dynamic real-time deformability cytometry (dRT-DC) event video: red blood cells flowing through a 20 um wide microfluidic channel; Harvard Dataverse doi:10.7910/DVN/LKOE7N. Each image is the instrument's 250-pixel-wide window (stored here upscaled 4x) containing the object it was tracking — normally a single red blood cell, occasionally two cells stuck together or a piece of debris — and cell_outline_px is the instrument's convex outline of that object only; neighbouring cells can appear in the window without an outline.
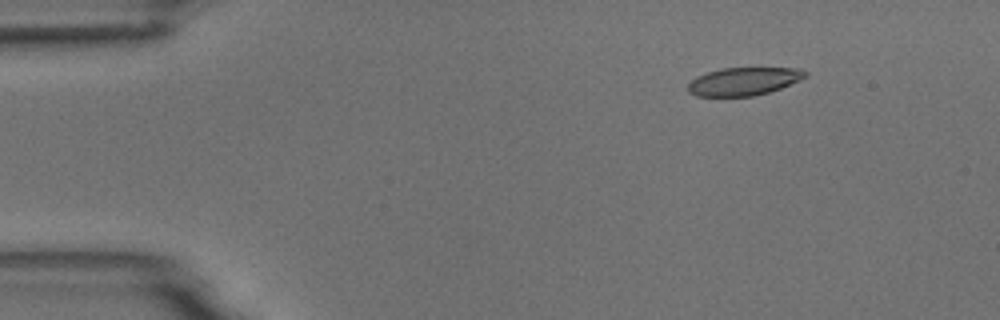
{"species": "common noctule bat (a hibernating species)", "species_latin": "Nyctalus noctula", "temperature_condition": "room temperature", "stored_images_in_passage": 6, "camera_frame_rate_fps": 3000, "um_per_image_px": 0.085, "animal": {"sex": "male", "body_mass_g": 18.8}, "frame": {"image": 1, "passage_image": 2, "time_ms": 1.0, "image_size_px": [1000, 320], "cell_outline_px": [[808, 76], [800, 80], [780, 88], [768, 92], [752, 96], [696, 96], [688, 92], [688, 84], [696, 76], [720, 68], [800, 68], [808, 72]], "centroid_in_image_um": [63.22, 6.91], "position_along_channel_um": 21.8, "area_um2": 19.13}}
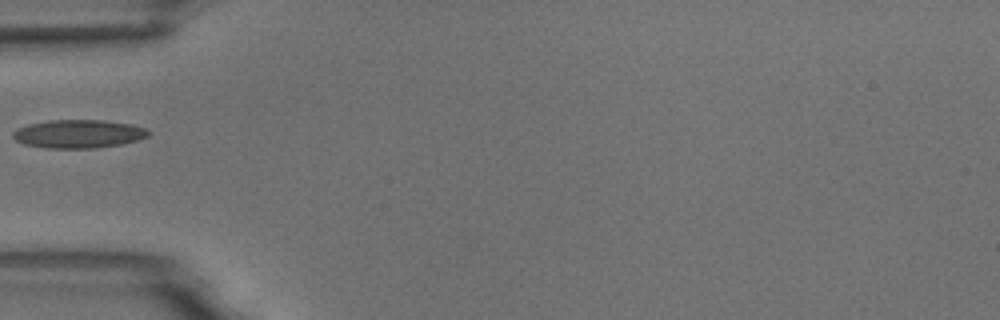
{"frame": {"image": 2, "passage_image": 5, "time_ms": 4.667, "image_size_px": [1000, 320], "cell_outline_px": [[152, 132], [148, 136], [136, 140], [120, 144], [96, 148], [44, 148], [24, 144], [16, 140], [12, 136], [12, 132], [16, 128], [28, 124], [48, 120], [104, 120], [132, 124], [144, 128]], "centroid_in_image_um": [6.65, 11.37], "position_along_channel_um": 78.4, "area_um2": 22.48}}